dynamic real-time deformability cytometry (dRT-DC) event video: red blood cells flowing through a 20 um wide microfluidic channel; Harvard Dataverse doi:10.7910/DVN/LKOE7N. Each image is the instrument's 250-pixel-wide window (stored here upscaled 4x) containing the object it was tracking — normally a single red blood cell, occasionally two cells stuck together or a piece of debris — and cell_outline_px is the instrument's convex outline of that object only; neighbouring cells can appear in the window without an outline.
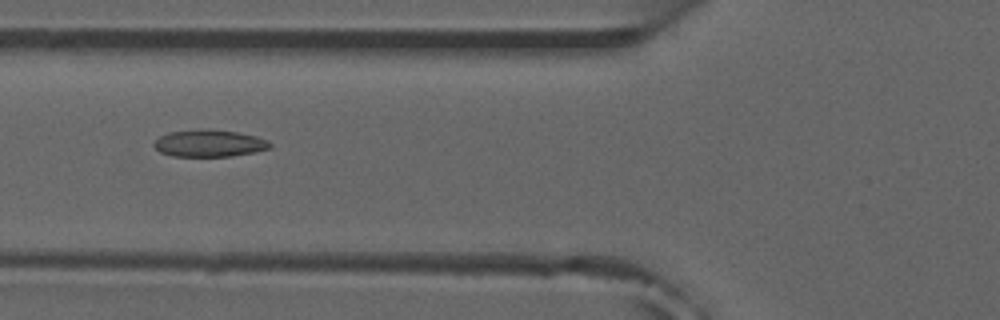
{"species": "common noctule bat (a hibernating species)", "species_latin": "Nyctalus noctula", "temperature_condition": "room temperature", "stored_images_in_passage": 42, "camera_frame_rate_fps": 3000, "um_per_image_px": 0.085, "animal": {"sex": "male", "forearm_length_mm": 52.5}, "frame": {"image": 1, "passage_image": 18, "time_ms": 5.667, "image_size_px": [1000, 320], "cell_outline_px": [[272, 148], [256, 152], [232, 156], [172, 156], [160, 152], [152, 144], [160, 136], [168, 132], [208, 128], [236, 132], [256, 136], [268, 140], [272, 144]], "centroid_in_image_um": [17.81, 12.18], "position_along_channel_um": 108.0, "area_um2": 18.44}, "authors_computed_cell_mechanics": {"area_um2": 18.2937, "velocity_mm_per_s": 3.8769, "shape_relaxation_time_tau1_ms": null, "shape_relaxation_time_tau2_ms": 1.9376, "deformation_change_tau1": null, "deformation_change_tau2": 0.0703}}